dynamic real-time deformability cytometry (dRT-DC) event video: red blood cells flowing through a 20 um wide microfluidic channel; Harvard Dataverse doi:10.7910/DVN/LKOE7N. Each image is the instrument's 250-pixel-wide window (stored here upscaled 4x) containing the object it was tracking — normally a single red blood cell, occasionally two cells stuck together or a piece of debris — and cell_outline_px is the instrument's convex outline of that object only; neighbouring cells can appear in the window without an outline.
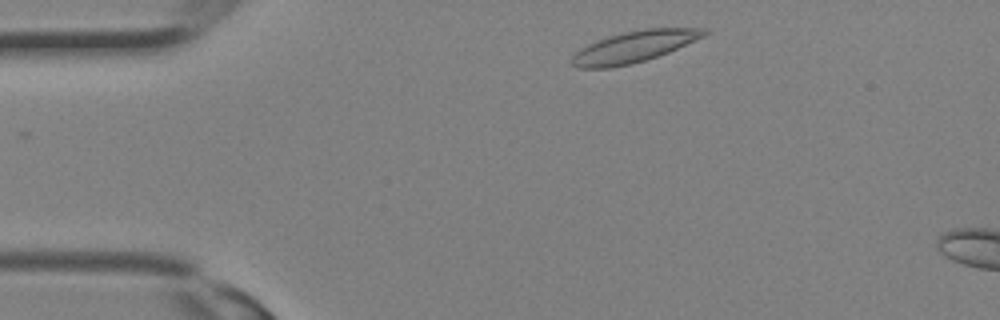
{"species": "Egyptian fruit bat (a non-hibernating species)", "species_latin": "Rousettus aegyptiacus", "temperature_condition": "room temperature", "stored_images_in_passage": 5, "camera_frame_rate_fps": 3000, "um_per_image_px": 0.085, "animal": {"sex": "female"}, "frame": {"image": 1, "passage_image": 2, "time_ms": 0.333, "image_size_px": [1000, 320], "cell_outline_px": [[708, 32], [704, 36], [668, 52], [632, 64], [608, 68], [576, 68], [572, 64], [572, 56], [580, 48], [596, 40], [608, 36], [624, 32], [644, 28], [708, 28]], "centroid_in_image_um": [53.87, 3.97], "position_along_channel_um": 31.1, "area_um2": 23.99}}